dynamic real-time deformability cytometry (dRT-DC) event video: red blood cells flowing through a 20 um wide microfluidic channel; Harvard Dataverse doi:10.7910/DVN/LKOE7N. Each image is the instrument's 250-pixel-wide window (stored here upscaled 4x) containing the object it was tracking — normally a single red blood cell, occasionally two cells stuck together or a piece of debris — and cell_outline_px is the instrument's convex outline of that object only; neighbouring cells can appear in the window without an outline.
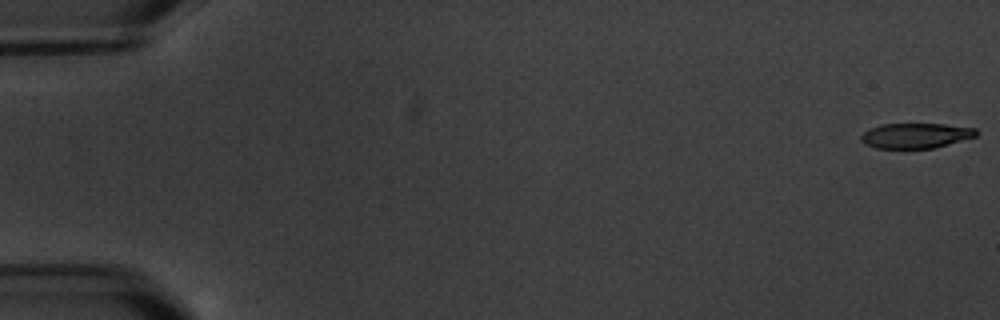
{"species": "common noctule bat (a hibernating species)", "species_latin": "Nyctalus noctula", "temperature_condition": "warm", "stored_images_in_passage": 3, "camera_frame_rate_fps": 3000, "um_per_image_px": 0.085, "animal": {"sex": "male", "body_mass_g": 20.1, "forearm_length_mm": 53.5}, "frame": {"image": 1, "passage_image": 1, "time_ms": 0.0, "image_size_px": [1000, 320], "cell_outline_px": [[980, 132], [976, 136], [948, 144], [932, 148], [876, 148], [864, 144], [860, 140], [860, 136], [868, 128], [880, 124], [944, 124], [976, 128]], "centroid_in_image_um": [77.81, 11.52], "position_along_channel_um": 7.2, "area_um2": 16.94}}